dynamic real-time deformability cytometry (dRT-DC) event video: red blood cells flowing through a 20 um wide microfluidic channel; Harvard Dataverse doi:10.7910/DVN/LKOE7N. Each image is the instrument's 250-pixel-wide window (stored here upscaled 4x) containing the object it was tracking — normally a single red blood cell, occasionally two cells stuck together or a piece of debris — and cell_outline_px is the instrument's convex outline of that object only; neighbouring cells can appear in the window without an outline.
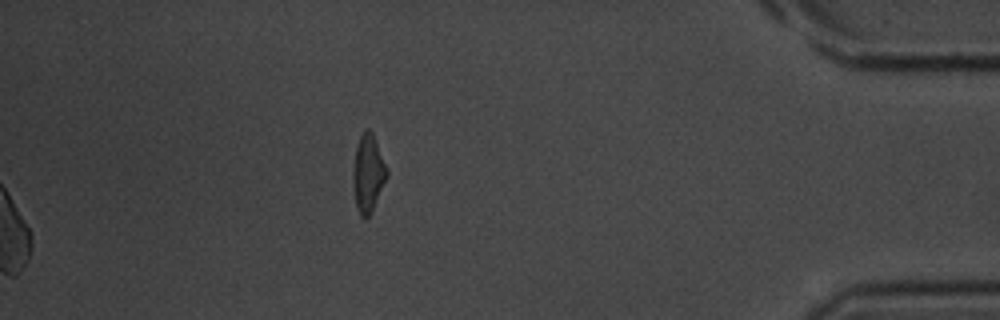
{"species": "common noctule bat (a hibernating species)", "species_latin": "Nyctalus noctula", "temperature_condition": "room temperature", "stored_images_in_passage": 42, "camera_frame_rate_fps": 3000, "um_per_image_px": 0.085, "animal": {"sex": "male", "body_mass_g": 20.1, "forearm_length_mm": 53.5}, "frame": {"image": 1, "passage_image": 42, "time_ms": 13.667, "image_size_px": [1000, 320], "cell_outline_px": [[388, 176], [368, 216], [360, 216], [356, 208], [352, 180], [352, 172], [356, 148], [360, 136], [364, 128], [368, 128], [372, 132], [388, 168]], "centroid_in_image_um": [31.28, 14.68], "position_along_channel_um": 403.9, "area_um2": 15.2}}